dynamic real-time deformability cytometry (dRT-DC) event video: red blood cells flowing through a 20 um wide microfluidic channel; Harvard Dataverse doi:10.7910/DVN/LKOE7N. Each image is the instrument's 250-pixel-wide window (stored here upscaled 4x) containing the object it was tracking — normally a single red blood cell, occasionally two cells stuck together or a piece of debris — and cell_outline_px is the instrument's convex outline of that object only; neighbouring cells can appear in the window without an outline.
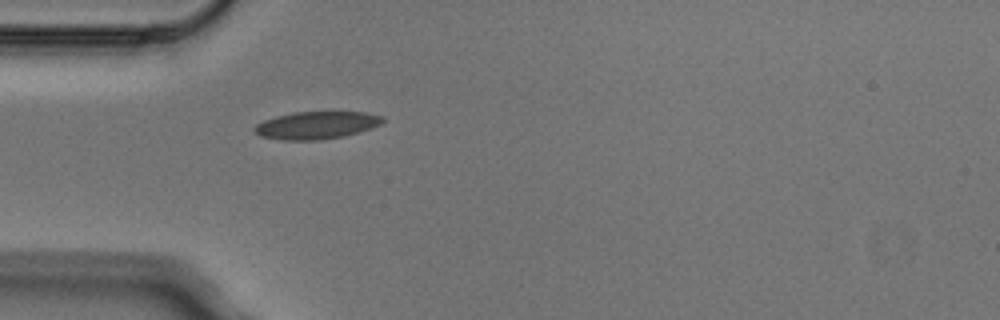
{"species": "Egyptian fruit bat (a non-hibernating species)", "species_latin": "Rousettus aegyptiacus", "temperature_condition": "cold", "stored_images_in_passage": 2, "camera_frame_rate_fps": 3000, "um_per_image_px": 0.085, "animal": {"sex": "male"}, "frame": {"image": 1, "passage_image": 2, "time_ms": 0.333, "image_size_px": [1000, 320], "cell_outline_px": [[384, 120], [380, 124], [372, 128], [344, 136], [320, 140], [284, 140], [260, 136], [252, 132], [252, 128], [256, 124], [264, 120], [276, 116], [292, 112], [368, 112], [384, 116]], "centroid_in_image_um": [26.88, 10.64], "position_along_channel_um": 58.1, "area_um2": 20.75}}